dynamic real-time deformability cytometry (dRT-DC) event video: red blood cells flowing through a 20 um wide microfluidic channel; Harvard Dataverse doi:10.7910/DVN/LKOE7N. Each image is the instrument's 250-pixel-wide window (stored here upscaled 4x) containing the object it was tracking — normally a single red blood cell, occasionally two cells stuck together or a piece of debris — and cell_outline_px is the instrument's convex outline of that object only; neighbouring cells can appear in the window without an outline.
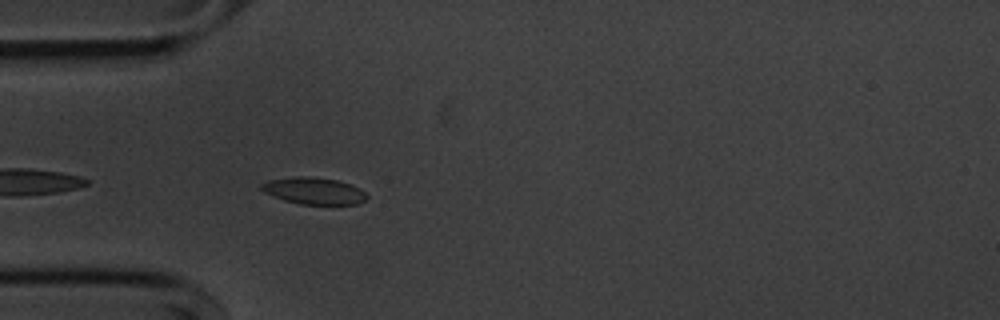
{"species": "common noctule bat (a hibernating species)", "species_latin": "Nyctalus noctula", "temperature_condition": "cold", "stored_images_in_passage": 18, "camera_frame_rate_fps": 3000, "um_per_image_px": 0.085, "animal": {"sex": "male", "body_mass_g": 20.1, "forearm_length_mm": 53.5}, "frame": {"image": 1, "passage_image": 3, "time_ms": 0.667, "image_size_px": [1000, 320], "cell_outline_px": [[368, 200], [356, 204], [300, 204], [284, 200], [272, 196], [264, 192], [260, 188], [260, 184], [268, 180], [300, 176], [312, 176], [336, 180], [352, 184], [360, 188], [368, 196]], "centroid_in_image_um": [26.69, 16.22], "position_along_channel_um": 58.3, "area_um2": 16.59}}
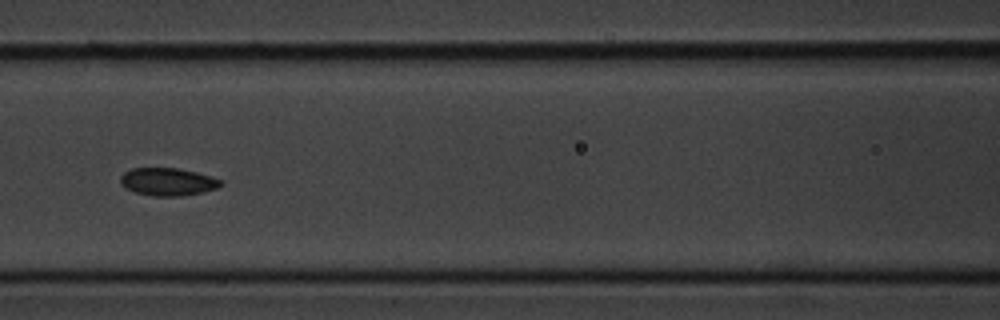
{"frame": {"image": 2, "passage_image": 11, "time_ms": 3.333, "image_size_px": [1000, 320], "cell_outline_px": [[224, 184], [216, 188], [200, 192], [180, 196], [152, 196], [136, 192], [124, 188], [120, 184], [120, 176], [124, 172], [132, 168], [180, 168], [212, 176], [220, 180]], "centroid_in_image_um": [14.23, 15.44], "position_along_channel_um": 152.4, "area_um2": 16.24}}